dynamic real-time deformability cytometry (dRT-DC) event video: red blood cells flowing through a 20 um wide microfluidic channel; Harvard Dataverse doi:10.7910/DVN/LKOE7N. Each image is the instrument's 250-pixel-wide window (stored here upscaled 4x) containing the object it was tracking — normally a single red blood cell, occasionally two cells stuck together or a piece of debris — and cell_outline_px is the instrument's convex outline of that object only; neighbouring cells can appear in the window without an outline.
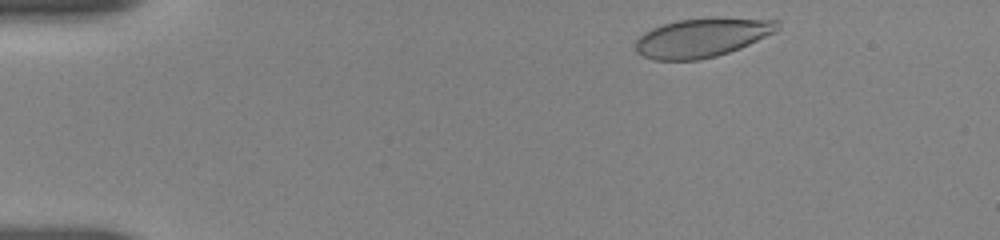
{"species": "human", "species_latin": "Homo sapiens", "temperature_condition": "room temperature", "stored_images_in_passage": 49, "camera_frame_rate_fps": 3000, "um_per_image_px": 0.085, "donor": {"sex": "female"}, "frame": {"image": 1, "passage_image": 2, "time_ms": 0.333, "image_size_px": [1000, 240], "cell_outline_px": [[780, 20], [776, 32], [740, 48], [716, 56], [700, 60], [652, 60], [636, 52], [636, 40], [644, 32], [652, 28], [676, 20], [716, 16], [720, 16]], "centroid_in_image_um": [59.7, 3.17], "position_along_channel_um": 25.3, "area_um2": 32.71}}
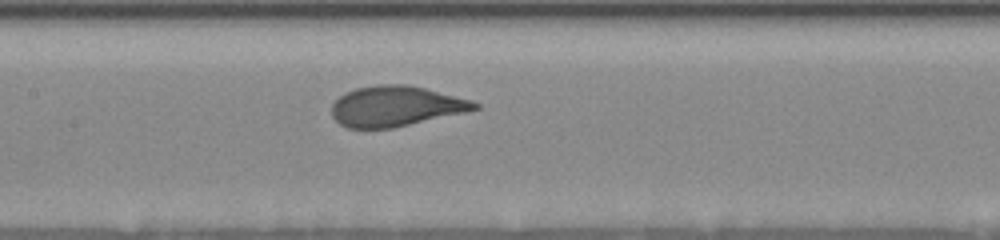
{"frame": {"image": 2, "passage_image": 21, "time_ms": 6.667, "image_size_px": [1000, 240], "cell_outline_px": [[480, 108], [468, 112], [392, 128], [348, 128], [340, 124], [332, 116], [332, 104], [340, 96], [356, 88], [376, 84], [408, 84], [472, 100], [480, 104]], "centroid_in_image_um": [33.67, 9.03], "position_along_channel_um": 173.7, "area_um2": 33.64}}
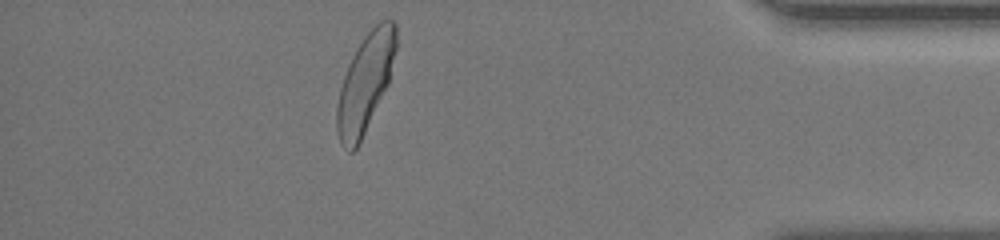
{"frame": {"image": 3, "passage_image": 43, "time_ms": 14.0, "image_size_px": [1000, 240], "cell_outline_px": [[396, 48], [388, 84], [356, 148], [352, 152], [348, 152], [340, 144], [336, 132], [336, 108], [340, 88], [348, 64], [356, 48], [364, 36], [380, 20], [392, 20], [396, 24]], "centroid_in_image_um": [31.02, 7.05], "position_along_channel_um": 404.2, "area_um2": 33.41}, "authors_computed_cell_mechanics": {"area_um2": 33.6974, "velocity_mm_per_s": 3.6328, "shape_relaxation_time_tau1_ms": 2.4699, "shape_relaxation_time_tau2_ms": null, "deformation_change_tau1": 0.1535, "deformation_change_tau2": null}}